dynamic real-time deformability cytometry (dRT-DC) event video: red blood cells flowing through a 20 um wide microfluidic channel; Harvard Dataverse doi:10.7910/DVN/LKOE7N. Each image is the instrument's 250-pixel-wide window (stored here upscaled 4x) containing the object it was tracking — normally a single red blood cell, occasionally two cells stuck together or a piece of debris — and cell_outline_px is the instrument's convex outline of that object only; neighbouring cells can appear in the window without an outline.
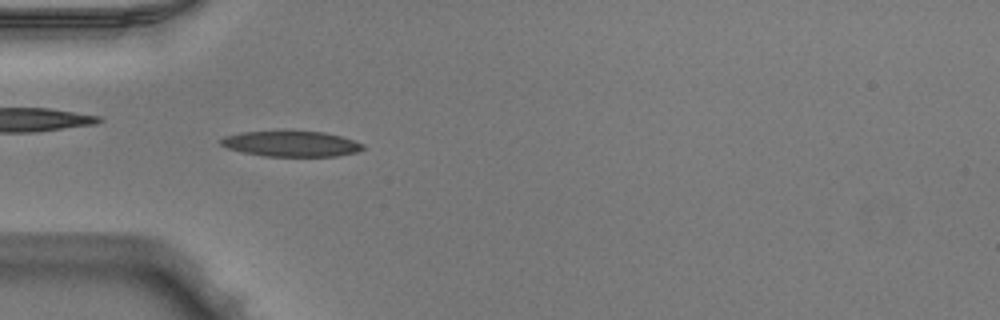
{"species": "Egyptian fruit bat (a non-hibernating species)", "species_latin": "Rousettus aegyptiacus", "temperature_condition": "warm", "stored_images_in_passage": 49, "camera_frame_rate_fps": 3000, "um_per_image_px": 0.085, "animal": {"sex": "male"}, "frame": {"image": 1, "passage_image": 14, "time_ms": 4.333, "image_size_px": [1000, 320], "cell_outline_px": [[364, 148], [356, 152], [336, 156], [264, 156], [244, 152], [228, 148], [220, 144], [220, 140], [224, 136], [240, 132], [324, 132], [340, 136], [364, 144]], "centroid_in_image_um": [24.74, 12.23], "position_along_channel_um": 60.3, "area_um2": 20.75}}
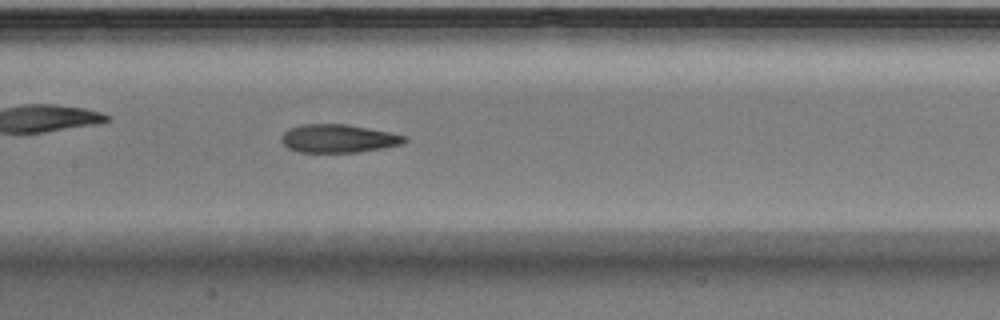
{"frame": {"image": 2, "passage_image": 23, "time_ms": 7.333, "image_size_px": [1000, 320], "cell_outline_px": [[408, 140], [404, 144], [384, 148], [360, 152], [296, 152], [288, 148], [280, 140], [280, 136], [288, 128], [300, 124], [344, 124], [388, 132], [404, 136]], "centroid_in_image_um": [28.72, 11.78], "position_along_channel_um": 178.7, "area_um2": 20.35}}
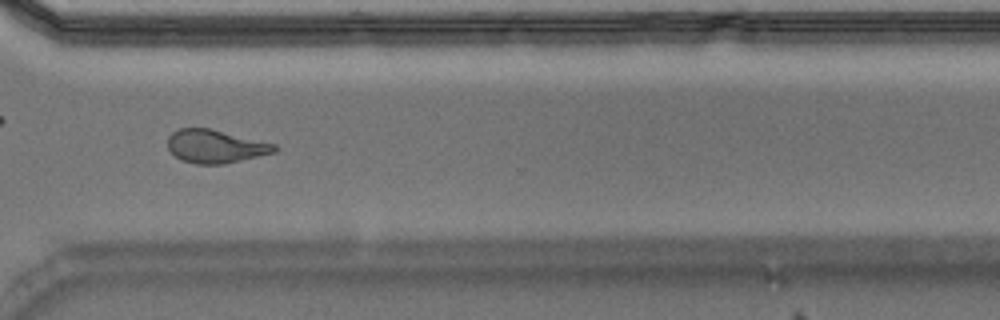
{"frame": {"image": 3, "passage_image": 36, "time_ms": 11.667, "image_size_px": [1000, 320], "cell_outline_px": [[280, 148], [276, 152], [224, 164], [196, 164], [180, 160], [168, 148], [168, 136], [172, 132], [180, 128], [208, 128], [276, 144]], "centroid_in_image_um": [18.32, 12.44], "position_along_channel_um": 352.3, "area_um2": 20.63}, "authors_computed_cell_mechanics": {"area_um2": 20.8658, "velocity_mm_per_s": 4.0136, "shape_relaxation_time_tau1_ms": null, "shape_relaxation_time_tau2_ms": 2.2638, "deformation_change_tau1": null, "deformation_change_tau2": 0.1125}}